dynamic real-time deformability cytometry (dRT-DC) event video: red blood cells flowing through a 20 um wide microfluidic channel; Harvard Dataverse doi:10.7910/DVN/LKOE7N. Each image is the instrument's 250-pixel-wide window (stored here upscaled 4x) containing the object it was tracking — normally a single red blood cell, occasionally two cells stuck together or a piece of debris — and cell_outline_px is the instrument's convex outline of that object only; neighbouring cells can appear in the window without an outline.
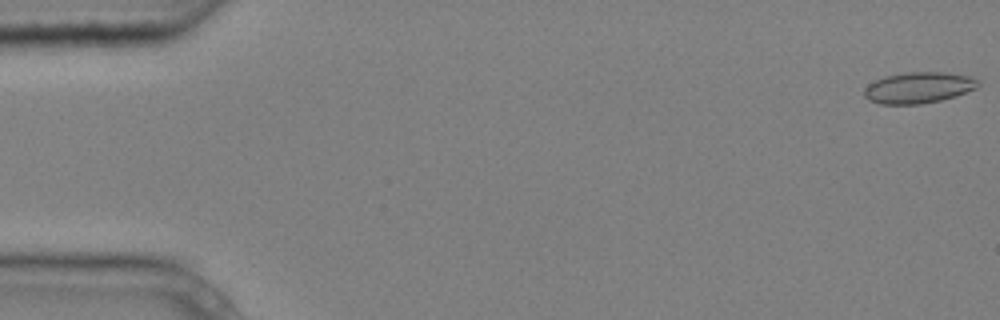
{"species": "common noctule bat (a hibernating species)", "species_latin": "Nyctalus noctula", "temperature_condition": "cold", "stored_images_in_passage": 5, "camera_frame_rate_fps": 3000, "um_per_image_px": 0.085, "animal": {"sex": "male", "body_mass_g": 20.4}, "frame": {"image": 1, "passage_image": 1, "time_ms": 0.0, "image_size_px": [1000, 320], "cell_outline_px": [[980, 84], [976, 88], [956, 96], [940, 100], [920, 104], [880, 104], [868, 100], [864, 96], [864, 88], [868, 84], [884, 76], [908, 72], [944, 72], [972, 76], [980, 80]], "centroid_in_image_um": [78.09, 7.44], "position_along_channel_um": 6.9, "area_um2": 20.81}}
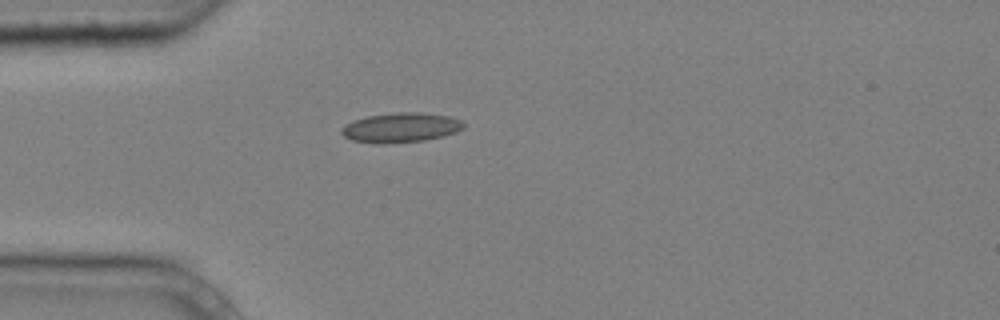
{"frame": {"image": 2, "passage_image": 5, "time_ms": 1.333, "image_size_px": [1000, 320], "cell_outline_px": [[464, 128], [456, 132], [444, 136], [424, 140], [384, 144], [376, 144], [352, 140], [344, 136], [340, 132], [340, 128], [344, 124], [352, 120], [368, 116], [396, 112], [420, 112], [448, 116], [460, 120], [464, 124]], "centroid_in_image_um": [34.03, 10.85], "position_along_channel_um": 51.0, "area_um2": 21.27}}